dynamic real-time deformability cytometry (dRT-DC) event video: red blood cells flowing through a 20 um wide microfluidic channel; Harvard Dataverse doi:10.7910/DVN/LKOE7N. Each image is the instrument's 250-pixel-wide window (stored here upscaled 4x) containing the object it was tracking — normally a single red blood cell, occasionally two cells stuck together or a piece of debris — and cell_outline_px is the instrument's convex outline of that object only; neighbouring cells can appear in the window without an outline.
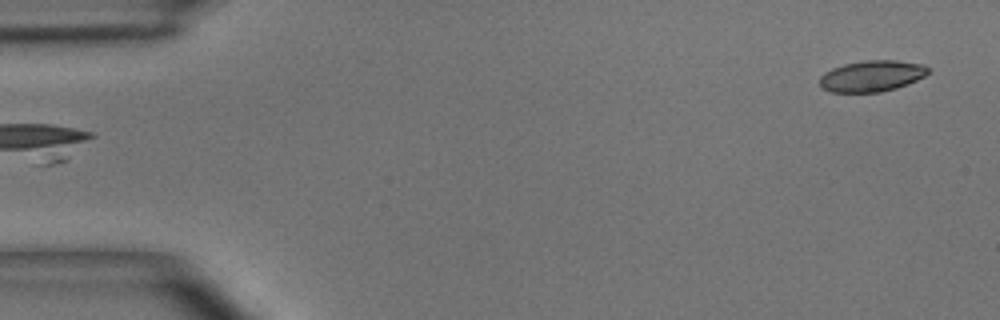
{"species": "common noctule bat (a hibernating species)", "species_latin": "Nyctalus noctula", "temperature_condition": "room temperature", "stored_images_in_passage": 6, "camera_frame_rate_fps": 3000, "um_per_image_px": 0.085, "animal": {"sex": "male", "body_mass_g": 15.6}, "frame": {"image": 1, "passage_image": 6, "time_ms": 5.667, "image_size_px": [1000, 320], "cell_outline_px": [[928, 72], [924, 76], [908, 84], [896, 88], [880, 92], [832, 92], [820, 88], [820, 76], [824, 72], [832, 68], [844, 64], [864, 60], [896, 60], [924, 64], [928, 68]], "centroid_in_image_um": [74.08, 6.46], "position_along_channel_um": 10.9, "area_um2": 19.77}}